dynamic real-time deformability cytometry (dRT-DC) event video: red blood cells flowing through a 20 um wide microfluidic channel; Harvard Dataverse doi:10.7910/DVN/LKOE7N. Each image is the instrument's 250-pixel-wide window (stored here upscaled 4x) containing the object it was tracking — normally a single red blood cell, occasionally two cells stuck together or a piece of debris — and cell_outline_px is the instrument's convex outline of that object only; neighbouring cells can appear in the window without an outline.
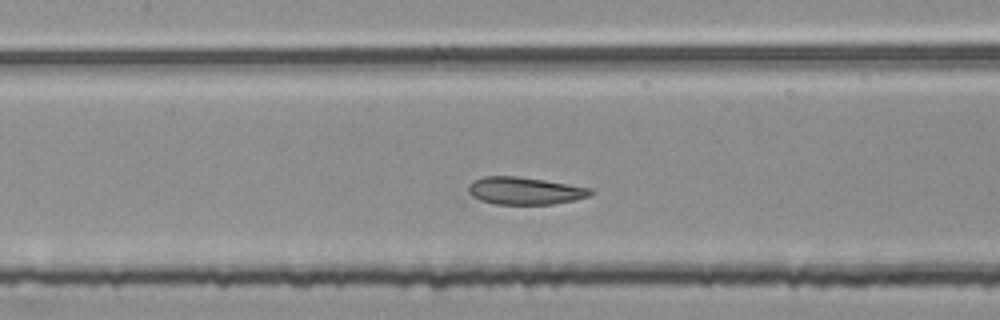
{"species": "common noctule bat (a hibernating species)", "species_latin": "Nyctalus noctula", "temperature_condition": "room temperature", "stored_images_in_passage": 42, "segment_of_instrument_passage": [2, 2], "camera_frame_rate_fps": 3000, "um_per_image_px": 0.085, "animal": {"sex": "female", "body_mass_g": 25.1}, "frame": {"image": 1, "passage_image": 18, "time_ms": 5.667, "image_size_px": [1000, 320], "cell_outline_px": [[596, 192], [588, 196], [576, 200], [552, 204], [496, 204], [480, 200], [472, 196], [468, 192], [468, 184], [484, 176], [516, 176], [544, 180], [592, 188]], "centroid_in_image_um": [44.63, 16.22], "position_along_channel_um": 162.8, "area_um2": 19.54}}
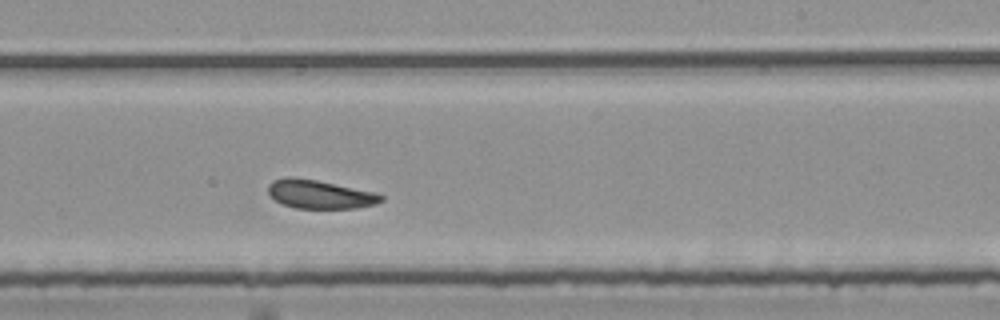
{"frame": {"image": 2, "passage_image": 26, "time_ms": 8.333, "image_size_px": [1000, 320], "cell_outline_px": [[384, 200], [376, 204], [356, 208], [296, 208], [284, 204], [276, 200], [268, 192], [268, 184], [272, 180], [288, 176], [316, 180], [376, 192], [384, 196]], "centroid_in_image_um": [27.21, 16.51], "position_along_channel_um": 261.8, "area_um2": 18.79}}
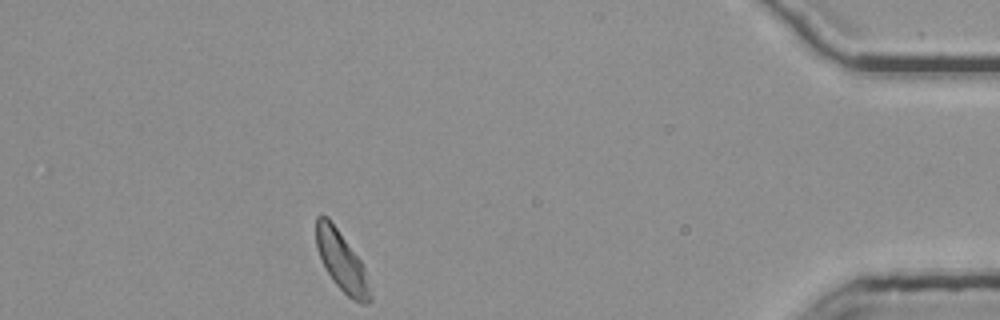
{"frame": {"image": 3, "passage_image": 42, "time_ms": 13.667, "image_size_px": [1000, 320], "cell_outline_px": [[372, 300], [368, 304], [360, 304], [352, 300], [332, 280], [316, 248], [316, 216], [328, 216], [360, 260], [364, 268], [372, 296]], "centroid_in_image_um": [29.05, 22.24], "position_along_channel_um": 406.1, "area_um2": 18.5}}